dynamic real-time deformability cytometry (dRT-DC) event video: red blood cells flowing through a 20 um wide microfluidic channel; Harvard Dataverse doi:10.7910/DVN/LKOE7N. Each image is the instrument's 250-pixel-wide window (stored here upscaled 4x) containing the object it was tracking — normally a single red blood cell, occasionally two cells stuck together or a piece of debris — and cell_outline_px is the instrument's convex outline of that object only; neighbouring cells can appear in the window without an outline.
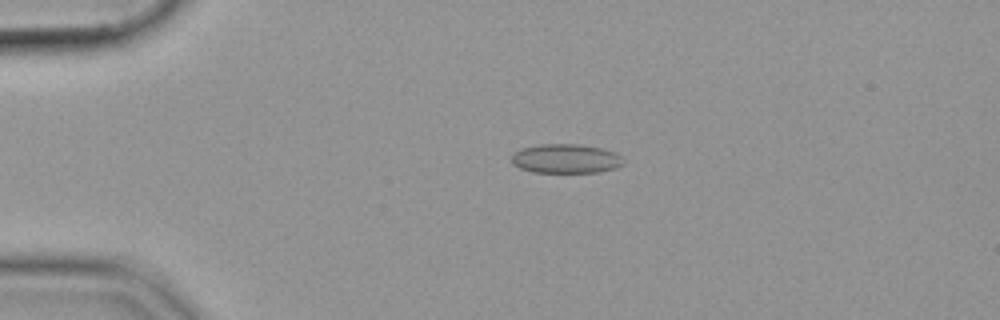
{"species": "common noctule bat (a hibernating species)", "species_latin": "Nyctalus noctula", "temperature_condition": "cold", "stored_images_in_passage": 43, "camera_frame_rate_fps": 3000, "um_per_image_px": 0.085, "animal": {"sex": "female", "body_mass_g": 19.9}, "frame": {"image": 1, "passage_image": 1, "time_ms": 0.0, "image_size_px": [1000, 320], "cell_outline_px": [[624, 164], [616, 168], [600, 172], [532, 172], [520, 168], [512, 164], [512, 152], [520, 148], [540, 144], [580, 144], [600, 148], [616, 152], [620, 156]], "centroid_in_image_um": [48.07, 13.48], "position_along_channel_um": 36.9, "area_um2": 19.19}}
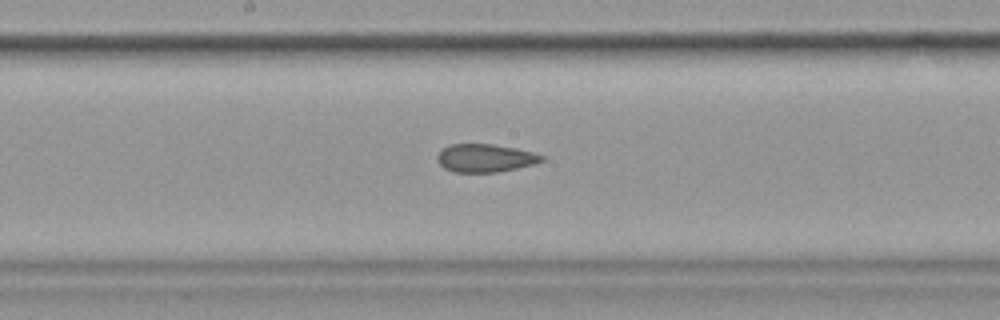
{"frame": {"image": 2, "passage_image": 18, "time_ms": 5.667, "image_size_px": [1000, 320], "cell_outline_px": [[544, 160], [536, 164], [496, 172], [452, 172], [444, 168], [436, 160], [436, 156], [448, 144], [492, 144], [516, 148], [532, 152], [544, 156]], "centroid_in_image_um": [41.23, 13.43], "position_along_channel_um": 207.0, "area_um2": 17.11}}
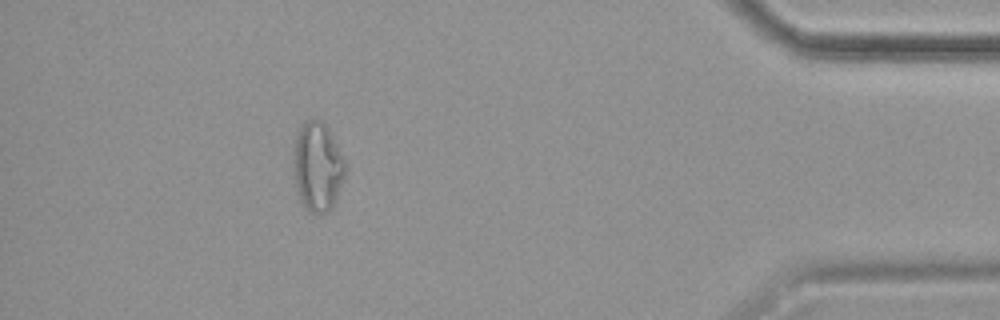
{"frame": {"image": 3, "passage_image": 38, "time_ms": 12.333, "image_size_px": [1000, 320], "cell_outline_px": [[344, 176], [336, 200], [332, 208], [328, 212], [320, 216], [316, 216], [308, 212], [300, 200], [296, 188], [292, 160], [296, 132], [304, 120], [316, 116], [328, 128], [344, 160]], "centroid_in_image_um": [26.95, 14.18], "position_along_channel_um": 408.3, "area_um2": 27.4}}